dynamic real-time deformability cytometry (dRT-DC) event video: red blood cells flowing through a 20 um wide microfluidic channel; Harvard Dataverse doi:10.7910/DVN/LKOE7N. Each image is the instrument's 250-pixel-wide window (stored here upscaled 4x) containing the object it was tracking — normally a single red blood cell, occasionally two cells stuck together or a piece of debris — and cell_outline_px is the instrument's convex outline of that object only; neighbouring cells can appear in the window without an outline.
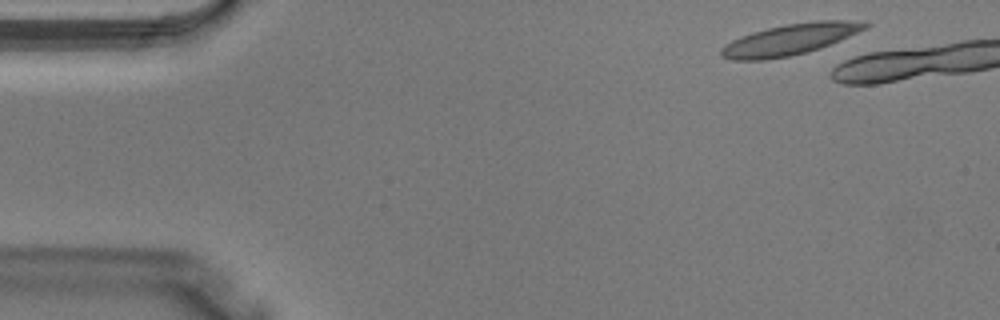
{"species": "Egyptian fruit bat (a non-hibernating species)", "species_latin": "Rousettus aegyptiacus", "temperature_condition": "warm", "stored_images_in_passage": 5, "camera_frame_rate_fps": 3000, "um_per_image_px": 0.085, "animal": {"sex": "male"}, "frame": {"image": 1, "passage_image": 1, "time_ms": 0.0, "image_size_px": [1000, 320], "cell_outline_px": [[872, 24], [868, 28], [840, 40], [820, 48], [808, 52], [788, 56], [764, 60], [732, 60], [720, 56], [720, 48], [724, 44], [740, 36], [752, 32], [768, 28], [788, 24], [816, 20], [864, 20]], "centroid_in_image_um": [67.18, 3.34], "position_along_channel_um": 17.8, "area_um2": 26.3}}